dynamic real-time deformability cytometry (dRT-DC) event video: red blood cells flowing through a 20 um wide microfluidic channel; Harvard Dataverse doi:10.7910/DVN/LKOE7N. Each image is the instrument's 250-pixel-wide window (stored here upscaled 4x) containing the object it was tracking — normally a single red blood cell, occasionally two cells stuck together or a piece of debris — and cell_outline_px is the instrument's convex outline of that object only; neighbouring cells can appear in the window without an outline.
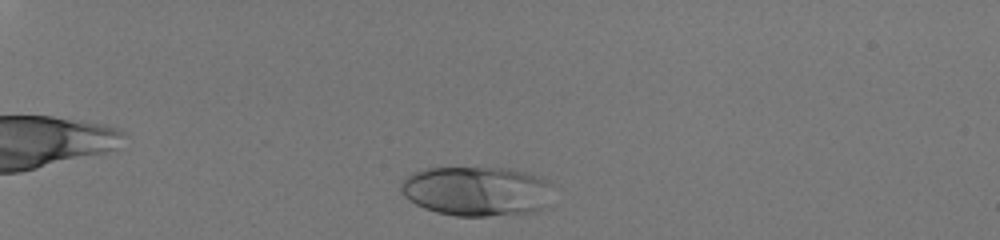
{"species": "human", "species_latin": "Homo sapiens", "temperature_condition": "room temperature", "stored_images_in_passage": 36, "camera_frame_rate_fps": 3000, "um_per_image_px": 0.085, "donor": {"sex": "male"}, "frame": {"image": 1, "passage_image": 4, "time_ms": 1.0, "image_size_px": [1000, 240], "cell_outline_px": [[552, 184], [548, 208], [536, 212], [488, 216], [456, 216], [436, 212], [424, 208], [416, 204], [404, 196], [400, 192], [400, 184], [412, 172], [428, 168], [508, 168], [528, 172], [540, 176], [548, 180]], "centroid_in_image_um": [40.57, 16.25], "position_along_channel_um": 44.4, "area_um2": 44.62}}
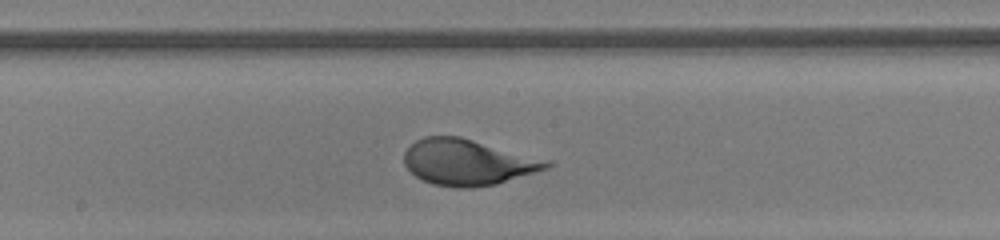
{"frame": {"image": 2, "passage_image": 22, "time_ms": 7.0, "image_size_px": [1000, 240], "cell_outline_px": [[552, 164], [548, 168], [496, 184], [472, 188], [456, 188], [432, 184], [416, 176], [404, 164], [404, 152], [416, 140], [424, 136], [460, 136], [552, 160]], "centroid_in_image_um": [39.78, 13.78], "position_along_channel_um": 208.4, "area_um2": 38.32}}
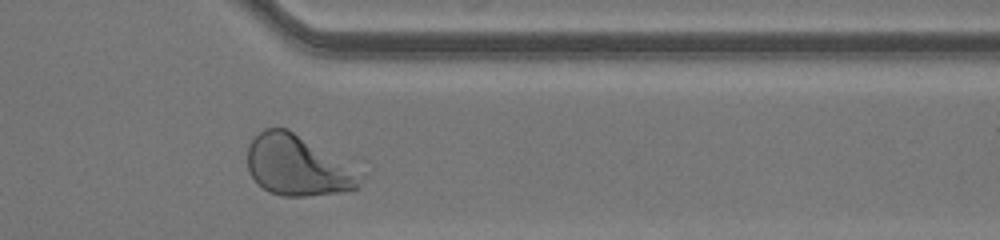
{"frame": {"image": 3, "passage_image": 35, "time_ms": 11.333, "image_size_px": [1000, 240], "cell_outline_px": [[356, 188], [340, 192], [304, 196], [284, 196], [268, 192], [248, 172], [248, 144], [264, 128], [288, 128], [352, 176], [356, 180]], "centroid_in_image_um": [24.98, 14.1], "position_along_channel_um": 386.4, "area_um2": 36.13}}